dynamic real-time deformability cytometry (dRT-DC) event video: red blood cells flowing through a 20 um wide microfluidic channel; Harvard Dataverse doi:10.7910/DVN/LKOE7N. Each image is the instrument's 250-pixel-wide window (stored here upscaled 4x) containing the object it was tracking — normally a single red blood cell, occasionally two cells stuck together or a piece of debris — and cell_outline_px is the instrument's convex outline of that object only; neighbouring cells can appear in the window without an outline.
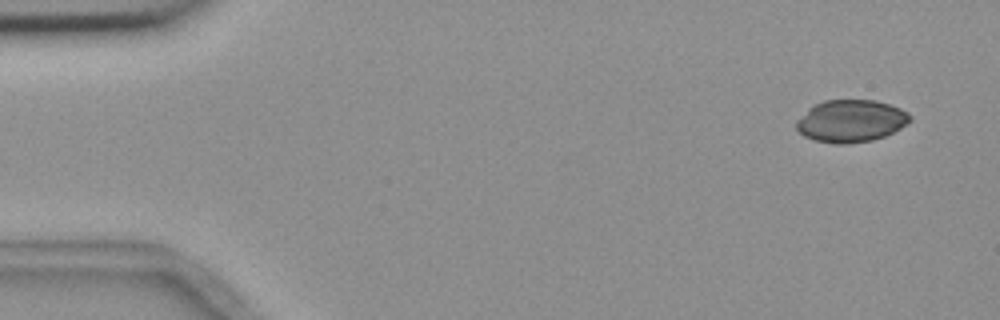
{"species": "common noctule bat (a hibernating species)", "species_latin": "Nyctalus noctula", "temperature_condition": "room temperature", "stored_images_in_passage": 4, "camera_frame_rate_fps": 3000, "um_per_image_px": 0.085, "animal": {"sex": "female", "body_mass_g": 18.4}, "frame": {"image": 1, "passage_image": 1, "time_ms": 0.0, "image_size_px": [1000, 320], "cell_outline_px": [[912, 120], [900, 128], [884, 136], [872, 140], [848, 144], [836, 144], [816, 140], [804, 136], [796, 128], [796, 120], [808, 108], [824, 100], [876, 100], [900, 108], [908, 112], [912, 116]], "centroid_in_image_um": [72.33, 10.28], "position_along_channel_um": 12.7, "area_um2": 28.03}}
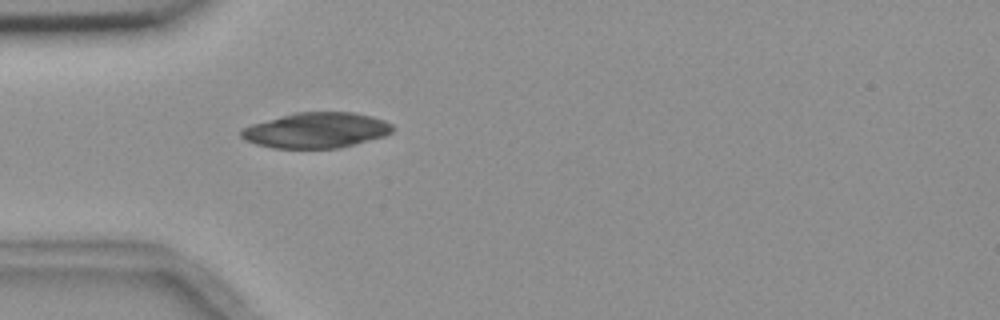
{"frame": {"image": 2, "passage_image": 4, "time_ms": 4.333, "image_size_px": [1000, 320], "cell_outline_px": [[396, 128], [392, 132], [384, 136], [340, 148], [272, 148], [256, 144], [244, 140], [240, 136], [240, 132], [244, 128], [252, 124], [296, 112], [352, 112], [372, 116], [384, 120], [392, 124]], "centroid_in_image_um": [26.91, 11.07], "position_along_channel_um": 58.1, "area_um2": 31.27}}